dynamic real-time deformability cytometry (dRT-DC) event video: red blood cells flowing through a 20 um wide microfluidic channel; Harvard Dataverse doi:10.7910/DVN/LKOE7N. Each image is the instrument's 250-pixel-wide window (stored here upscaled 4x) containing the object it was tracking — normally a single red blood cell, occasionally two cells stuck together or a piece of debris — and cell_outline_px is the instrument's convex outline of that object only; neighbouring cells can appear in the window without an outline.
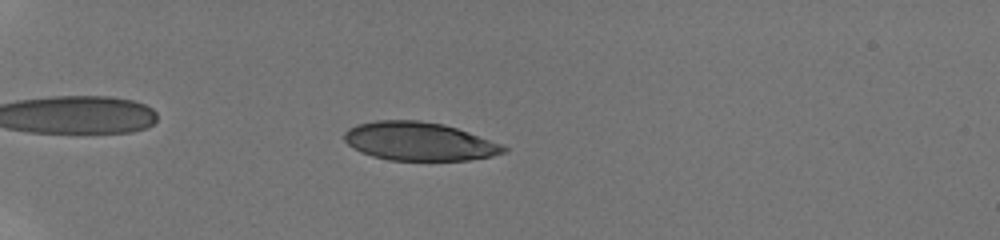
{"species": "human", "species_latin": "Homo sapiens", "temperature_condition": "room temperature", "stored_images_in_passage": 7, "camera_frame_rate_fps": 3000, "um_per_image_px": 0.085, "donor": {"sex": "male"}, "frame": {"image": 1, "passage_image": 5, "time_ms": 5.333, "image_size_px": [1000, 240], "cell_outline_px": [[508, 152], [492, 156], [468, 160], [388, 160], [372, 156], [360, 152], [348, 144], [344, 140], [344, 132], [348, 128], [356, 124], [376, 120], [420, 120], [444, 124], [468, 132], [500, 144], [508, 148]], "centroid_in_image_um": [35.59, 12.01], "position_along_channel_um": 49.4, "area_um2": 35.72}}
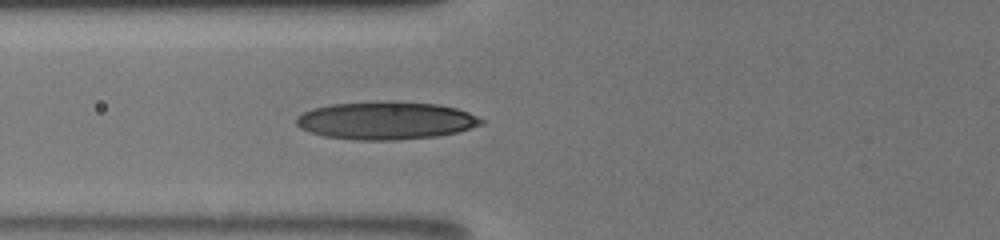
{"frame": {"image": 2, "passage_image": 7, "time_ms": 7.667, "image_size_px": [1000, 240], "cell_outline_px": [[484, 124], [456, 132], [440, 136], [392, 140], [356, 140], [324, 136], [300, 128], [296, 124], [296, 116], [312, 108], [332, 104], [380, 100], [396, 100], [440, 104], [456, 108], [468, 112], [484, 120]], "centroid_in_image_um": [32.81, 10.22], "position_along_channel_um": 93.0, "area_um2": 41.27}}